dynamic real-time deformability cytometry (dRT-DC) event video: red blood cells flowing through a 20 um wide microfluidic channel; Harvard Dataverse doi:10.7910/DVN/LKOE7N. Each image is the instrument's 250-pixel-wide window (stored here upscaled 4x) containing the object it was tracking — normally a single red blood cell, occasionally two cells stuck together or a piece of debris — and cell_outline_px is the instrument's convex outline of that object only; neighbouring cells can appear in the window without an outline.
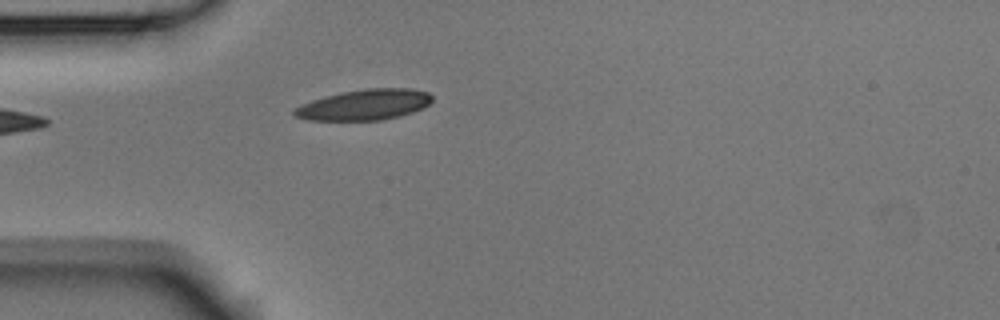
{"species": "Egyptian fruit bat (a non-hibernating species)", "species_latin": "Rousettus aegyptiacus", "temperature_condition": "room temperature", "stored_images_in_passage": 5, "camera_frame_rate_fps": 3000, "um_per_image_px": 0.085, "animal": {"sex": "male"}, "frame": {"image": 1, "passage_image": 5, "time_ms": 1.333, "image_size_px": [1000, 320], "cell_outline_px": [[432, 100], [428, 104], [412, 112], [400, 116], [380, 120], [308, 120], [296, 116], [292, 112], [292, 108], [300, 104], [324, 96], [340, 92], [368, 88], [408, 88], [428, 92], [432, 96]], "centroid_in_image_um": [30.93, 8.9], "position_along_channel_um": 54.1, "area_um2": 24.62}}